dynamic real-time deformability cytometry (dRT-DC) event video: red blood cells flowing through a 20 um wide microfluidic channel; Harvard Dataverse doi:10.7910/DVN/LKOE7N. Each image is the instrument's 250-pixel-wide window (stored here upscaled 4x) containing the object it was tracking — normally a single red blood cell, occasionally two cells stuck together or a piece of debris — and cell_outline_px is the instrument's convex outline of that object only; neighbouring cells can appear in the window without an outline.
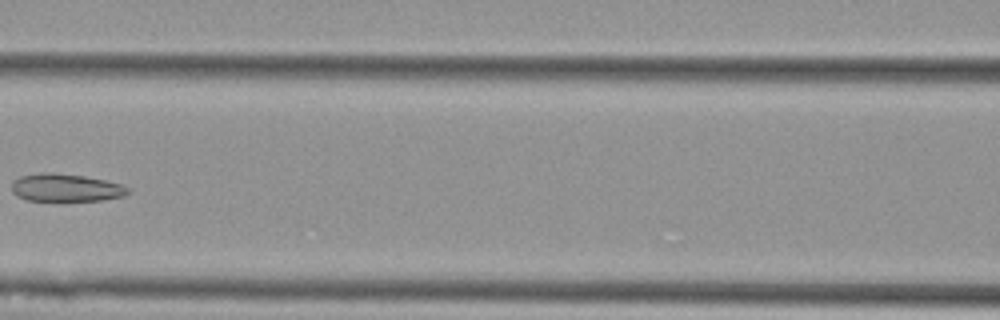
{"species": "Egyptian fruit bat (a non-hibernating species)", "species_latin": "Rousettus aegyptiacus", "temperature_condition": "cold", "stored_images_in_passage": 9, "camera_frame_rate_fps": 3000, "um_per_image_px": 0.085, "animal": {"sex": "female"}, "frame": {"image": 1, "passage_image": 8, "time_ms": 2.333, "image_size_px": [1000, 320], "cell_outline_px": [[132, 192], [124, 196], [104, 200], [64, 204], [60, 204], [28, 200], [16, 196], [12, 192], [12, 180], [20, 176], [40, 172], [48, 172], [84, 176], [104, 180], [120, 184], [128, 188]], "centroid_in_image_um": [5.57, 16.02], "position_along_channel_um": 161.0, "area_um2": 19.94}}
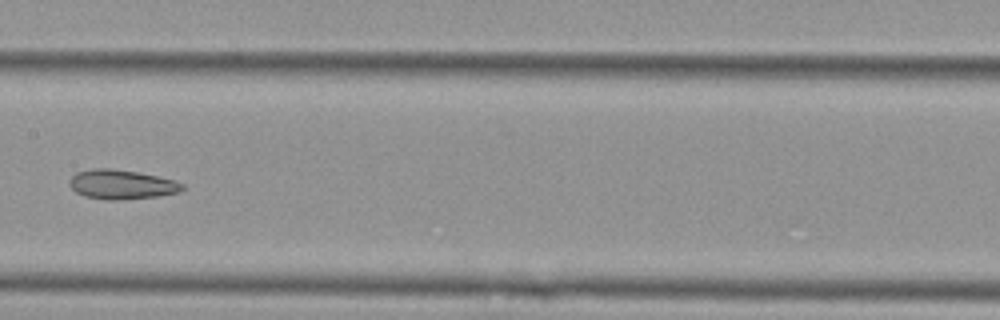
{"frame": {"image": 2, "passage_image": 9, "time_ms": 2.667, "image_size_px": [1000, 320], "cell_outline_px": [[184, 188], [180, 192], [160, 196], [116, 200], [108, 200], [84, 196], [76, 192], [68, 184], [68, 180], [76, 172], [92, 168], [112, 168], [136, 172], [176, 180], [184, 184]], "centroid_in_image_um": [10.33, 15.68], "position_along_channel_um": 197.1, "area_um2": 19.48}}